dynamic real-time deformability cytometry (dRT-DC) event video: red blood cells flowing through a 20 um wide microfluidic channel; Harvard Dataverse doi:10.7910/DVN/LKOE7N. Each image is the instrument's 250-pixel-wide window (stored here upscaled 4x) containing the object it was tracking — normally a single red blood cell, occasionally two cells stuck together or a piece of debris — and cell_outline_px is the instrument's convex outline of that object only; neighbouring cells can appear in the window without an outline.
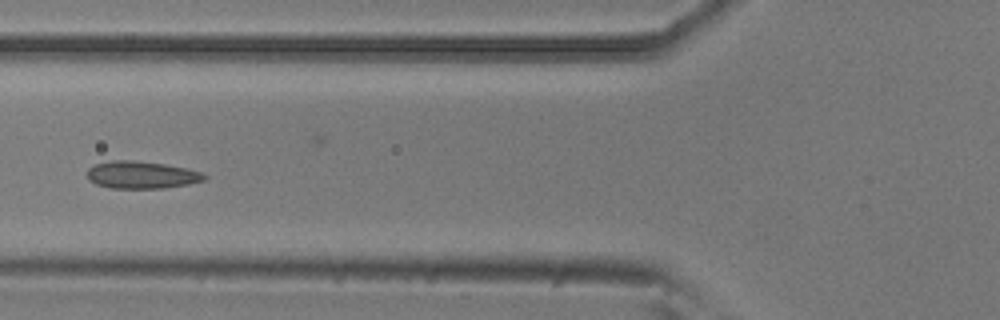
{"species": "common noctule bat (a hibernating species)", "species_latin": "Nyctalus noctula", "temperature_condition": "room temperature", "stored_images_in_passage": 9, "camera_frame_rate_fps": 3000, "um_per_image_px": 0.085, "animal": {"sex": "male", "body_mass_g": 20.5, "forearm_length_mm": 52.5}, "frame": {"image": 1, "passage_image": 6, "time_ms": 1.667, "image_size_px": [1000, 320], "cell_outline_px": [[208, 176], [204, 180], [188, 184], [164, 188], [108, 188], [96, 184], [88, 180], [88, 168], [96, 164], [112, 160], [132, 160], [164, 164], [188, 168], [200, 172]], "centroid_in_image_um": [12.02, 14.87], "position_along_channel_um": 113.8, "area_um2": 18.67}}
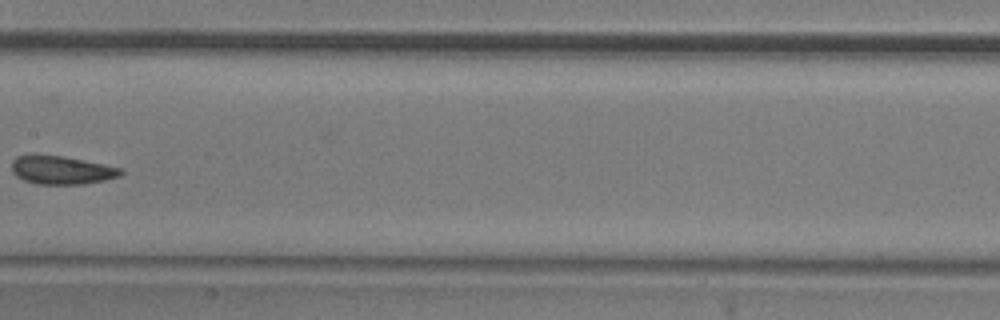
{"frame": {"image": 2, "passage_image": 8, "time_ms": 2.333, "image_size_px": [1000, 320], "cell_outline_px": [[124, 172], [120, 176], [104, 180], [84, 184], [40, 184], [24, 180], [16, 176], [12, 172], [12, 160], [16, 156], [64, 156], [104, 164], [120, 168]], "centroid_in_image_um": [5.25, 14.47], "position_along_channel_um": 202.1, "area_um2": 17.74}}
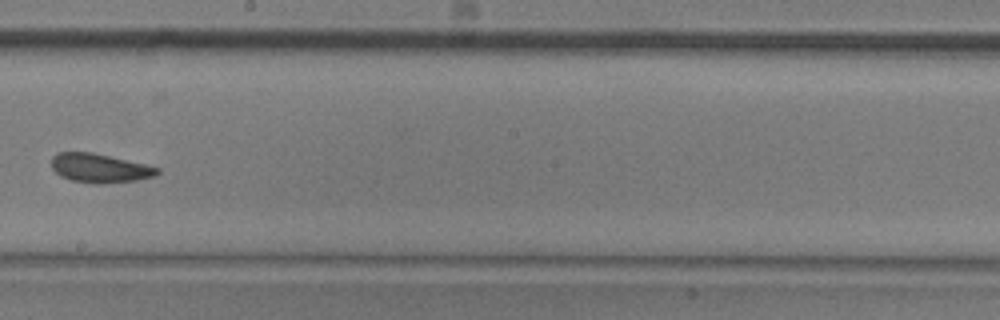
{"frame": {"image": 3, "passage_image": 9, "time_ms": 2.667, "image_size_px": [1000, 320], "cell_outline_px": [[160, 172], [156, 176], [136, 180], [104, 184], [92, 184], [72, 180], [60, 176], [52, 168], [52, 156], [56, 152], [92, 152], [144, 164], [160, 168]], "centroid_in_image_um": [8.47, 14.3], "position_along_channel_um": 239.7, "area_um2": 17.92}}